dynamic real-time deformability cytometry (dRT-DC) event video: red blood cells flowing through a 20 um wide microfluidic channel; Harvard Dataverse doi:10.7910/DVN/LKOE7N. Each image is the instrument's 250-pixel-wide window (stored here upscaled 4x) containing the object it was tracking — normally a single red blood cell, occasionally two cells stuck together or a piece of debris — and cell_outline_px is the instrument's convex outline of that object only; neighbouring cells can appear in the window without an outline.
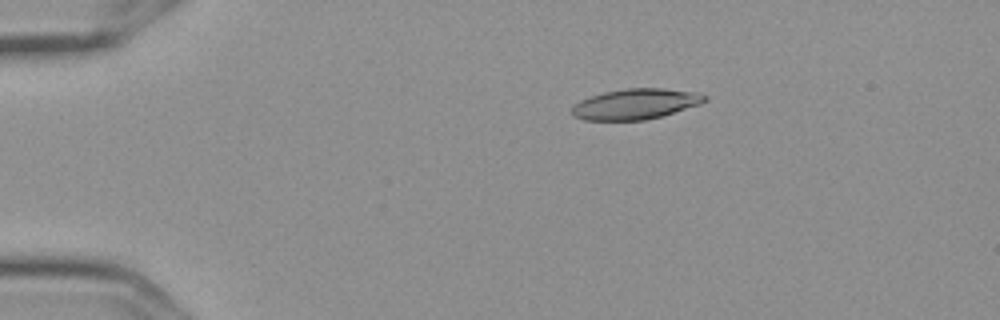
{"species": "Egyptian fruit bat (a non-hibernating species)", "species_latin": "Rousettus aegyptiacus", "temperature_condition": "cold", "stored_images_in_passage": 5, "camera_frame_rate_fps": 3000, "um_per_image_px": 0.085, "frame": {"image": 1, "passage_image": 3, "time_ms": 0.667, "image_size_px": [1000, 320], "cell_outline_px": [[708, 100], [700, 104], [660, 116], [644, 120], [584, 120], [572, 116], [572, 108], [580, 100], [604, 92], [628, 88], [664, 88], [700, 92], [708, 96]], "centroid_in_image_um": [54.06, 8.83], "position_along_channel_um": 30.9, "area_um2": 23.58}}